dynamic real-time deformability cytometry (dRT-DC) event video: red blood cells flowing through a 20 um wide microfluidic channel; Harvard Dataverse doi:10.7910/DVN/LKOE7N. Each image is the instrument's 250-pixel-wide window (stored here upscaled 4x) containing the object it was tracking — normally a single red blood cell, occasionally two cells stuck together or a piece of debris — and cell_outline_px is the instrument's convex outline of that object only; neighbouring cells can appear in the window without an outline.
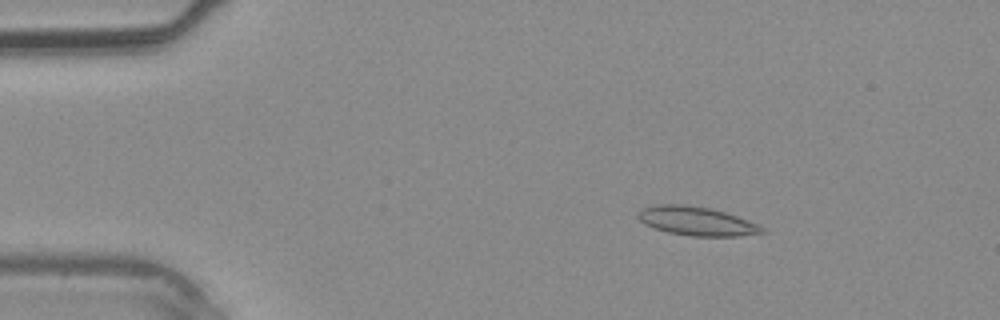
{"species": "common noctule bat (a hibernating species)", "species_latin": "Nyctalus noctula", "temperature_condition": "warm", "stored_images_in_passage": 40, "camera_frame_rate_fps": 3000, "um_per_image_px": 0.085, "animal": {"sex": "male", "body_mass_g": 20.4}, "frame": {"image": 1, "passage_image": 7, "time_ms": 2.0, "image_size_px": [1000, 320], "cell_outline_px": [[768, 232], [740, 236], [692, 236], [668, 232], [644, 224], [636, 216], [636, 212], [640, 208], [656, 204], [684, 204], [708, 208], [724, 212], [748, 220], [764, 228]], "centroid_in_image_um": [59.17, 18.79], "position_along_channel_um": 25.8, "area_um2": 20.87}}
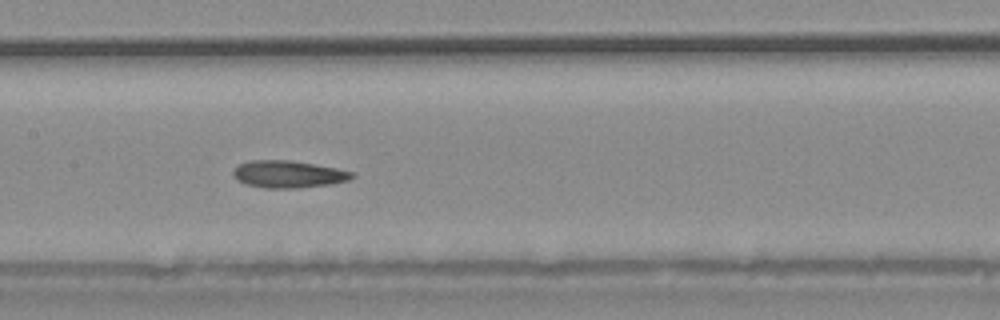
{"frame": {"image": 2, "passage_image": 20, "time_ms": 6.333, "image_size_px": [1000, 320], "cell_outline_px": [[356, 176], [348, 180], [328, 184], [300, 188], [264, 188], [248, 184], [236, 180], [232, 176], [232, 172], [240, 164], [248, 160], [292, 160], [336, 168], [356, 172]], "centroid_in_image_um": [24.51, 14.8], "position_along_channel_um": 182.9, "area_um2": 18.9}}
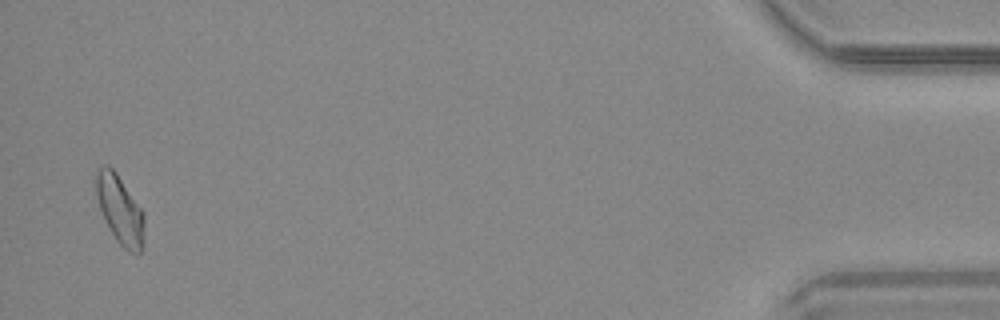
{"frame": {"image": 3, "passage_image": 39, "time_ms": 12.667, "image_size_px": [1000, 320], "cell_outline_px": [[144, 224], [140, 252], [128, 252], [116, 240], [104, 220], [96, 196], [96, 172], [104, 164], [108, 164], [116, 172], [144, 212]], "centroid_in_image_um": [10.17, 17.79], "position_along_channel_um": 425.0, "area_um2": 19.02}}